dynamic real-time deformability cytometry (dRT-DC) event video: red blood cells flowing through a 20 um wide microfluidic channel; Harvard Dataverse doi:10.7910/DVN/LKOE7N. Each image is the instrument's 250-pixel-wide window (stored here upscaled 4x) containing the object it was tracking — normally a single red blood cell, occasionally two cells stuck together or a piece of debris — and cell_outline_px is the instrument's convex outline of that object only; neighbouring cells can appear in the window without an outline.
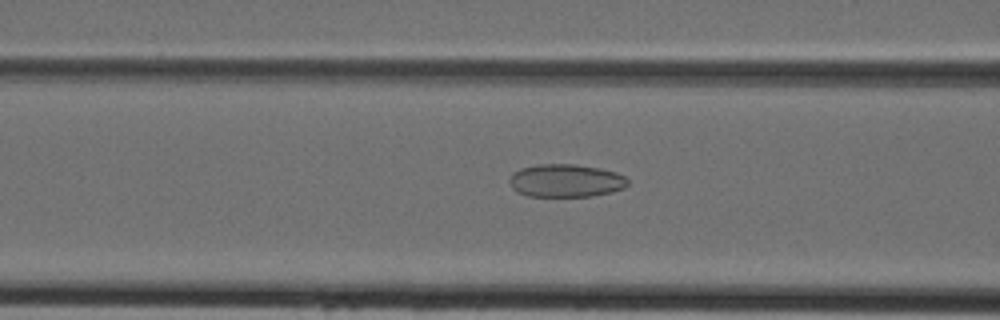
{"species": "Egyptian fruit bat (a non-hibernating species)", "species_latin": "Rousettus aegyptiacus", "temperature_condition": "cold", "stored_images_in_passage": 34, "camera_frame_rate_fps": 3000, "um_per_image_px": 0.085, "animal": {"sex": "female"}, "frame": {"image": 1, "passage_image": 11, "time_ms": 3.333, "image_size_px": [1000, 320], "cell_outline_px": [[628, 184], [624, 188], [612, 192], [592, 196], [528, 196], [516, 192], [512, 188], [508, 180], [512, 172], [520, 168], [536, 164], [576, 164], [600, 168], [616, 172], [624, 176], [628, 180]], "centroid_in_image_um": [48.07, 15.35], "position_along_channel_um": 118.5, "area_um2": 23.0}}
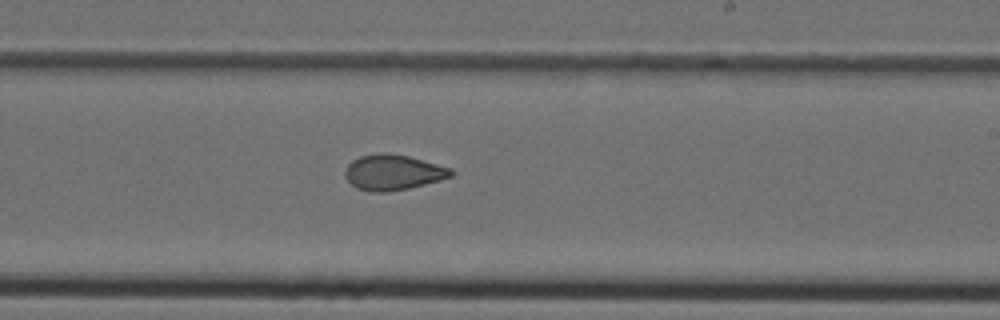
{"frame": {"image": 2, "passage_image": 20, "time_ms": 6.333, "image_size_px": [1000, 320], "cell_outline_px": [[456, 172], [452, 176], [440, 180], [408, 188], [384, 192], [372, 192], [356, 188], [344, 176], [344, 172], [348, 164], [352, 160], [360, 156], [384, 152], [408, 156], [452, 168]], "centroid_in_image_um": [33.41, 14.64], "position_along_channel_um": 255.6, "area_um2": 21.85}}
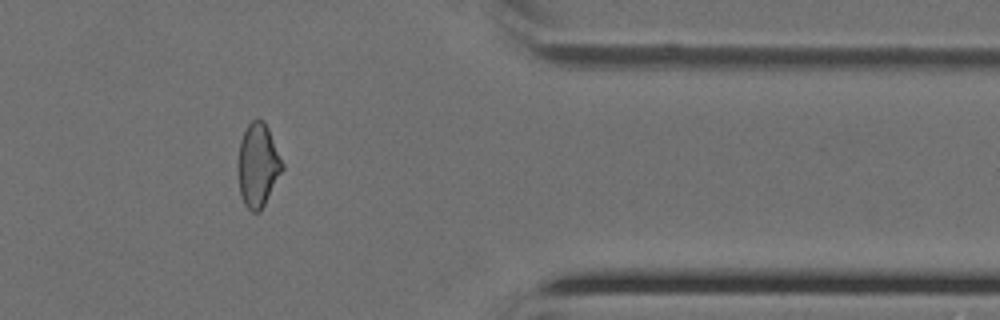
{"frame": {"image": 3, "passage_image": 30, "time_ms": 9.667, "image_size_px": [1000, 320], "cell_outline_px": [[284, 168], [260, 212], [252, 212], [244, 204], [240, 192], [236, 164], [240, 140], [248, 124], [252, 120], [264, 120], [268, 128], [284, 164]], "centroid_in_image_um": [21.9, 14.04], "position_along_channel_um": 389.5, "area_um2": 21.68}}